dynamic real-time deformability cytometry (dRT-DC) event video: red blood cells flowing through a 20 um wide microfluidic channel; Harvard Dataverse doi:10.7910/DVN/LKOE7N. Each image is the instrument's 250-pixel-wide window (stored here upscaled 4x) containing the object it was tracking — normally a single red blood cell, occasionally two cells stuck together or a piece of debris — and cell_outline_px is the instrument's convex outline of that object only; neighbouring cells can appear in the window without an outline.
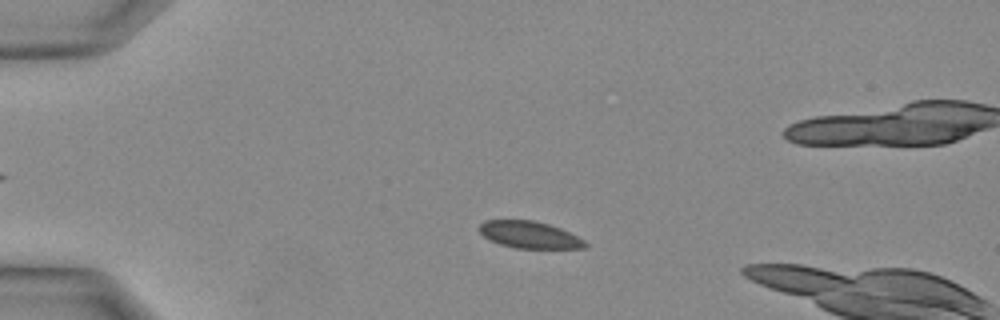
{"species": "Egyptian fruit bat (a non-hibernating species)", "species_latin": "Rousettus aegyptiacus", "temperature_condition": "warm", "stored_images_in_passage": 33, "camera_frame_rate_fps": 3000, "um_per_image_px": 0.085, "animal": {"sex": "female"}, "frame": {"image": 1, "passage_image": 7, "time_ms": 2.0, "image_size_px": [1000, 320], "cell_outline_px": [[588, 244], [584, 248], [516, 248], [500, 244], [488, 240], [480, 232], [480, 224], [484, 220], [532, 220], [548, 224], [560, 228], [584, 240]], "centroid_in_image_um": [44.98, 19.95], "position_along_channel_um": 40.0, "area_um2": 16.47}}
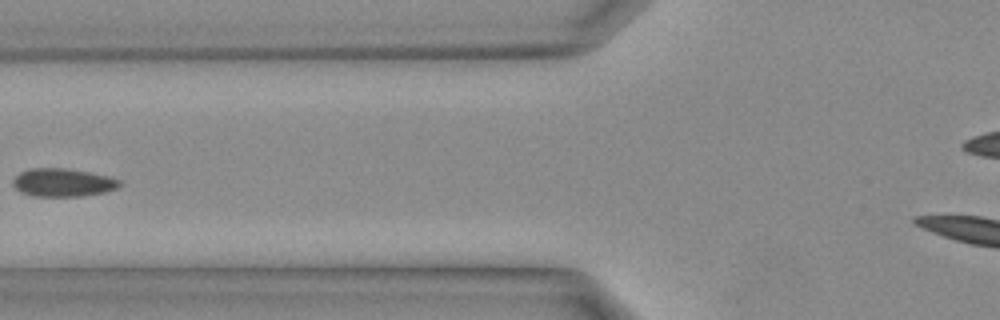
{"frame": {"image": 2, "passage_image": 13, "time_ms": 4.0, "image_size_px": [1000, 320], "cell_outline_px": [[120, 184], [116, 188], [104, 192], [80, 196], [32, 196], [20, 192], [12, 184], [12, 180], [20, 172], [28, 168], [68, 168], [92, 172], [108, 176], [120, 180]], "centroid_in_image_um": [5.31, 15.5], "position_along_channel_um": 120.5, "area_um2": 17.57}}
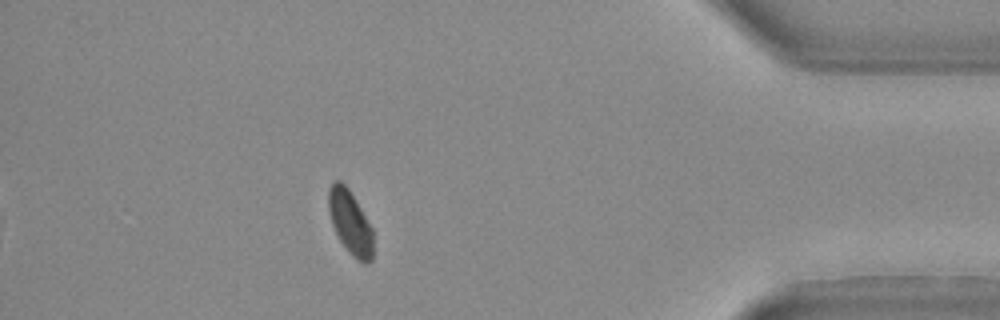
{"frame": {"image": 3, "passage_image": 29, "time_ms": 9.333, "image_size_px": [1000, 320], "cell_outline_px": [[372, 260], [368, 264], [364, 264], [356, 260], [348, 252], [340, 240], [332, 224], [328, 208], [328, 188], [336, 180], [340, 180], [348, 188], [372, 228]], "centroid_in_image_um": [29.76, 18.93], "position_along_channel_um": 405.4, "area_um2": 16.47}}